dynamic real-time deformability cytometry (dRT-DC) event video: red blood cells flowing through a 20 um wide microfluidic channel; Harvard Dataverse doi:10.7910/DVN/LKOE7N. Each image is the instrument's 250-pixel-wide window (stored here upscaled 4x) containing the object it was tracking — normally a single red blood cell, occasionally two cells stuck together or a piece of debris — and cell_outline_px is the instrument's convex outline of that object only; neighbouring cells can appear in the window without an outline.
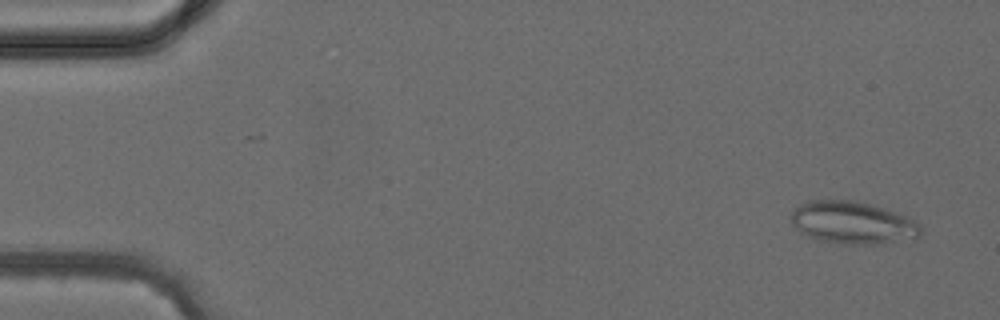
{"species": "common noctule bat (a hibernating species)", "species_latin": "Nyctalus noctula", "temperature_condition": "cold", "stored_images_in_passage": 3, "camera_frame_rate_fps": 3000, "um_per_image_px": 0.085, "animal": {"sex": "female", "body_mass_g": 24.6, "forearm_length_mm": 56.2}, "frame": {"image": 1, "passage_image": 1, "time_ms": 0.0, "image_size_px": [1000, 320], "cell_outline_px": [[920, 236], [880, 244], [844, 244], [820, 240], [808, 236], [796, 228], [792, 224], [792, 208], [804, 200], [852, 200], [884, 208], [904, 216], [920, 224]], "centroid_in_image_um": [72.41, 18.92], "position_along_channel_um": 12.6, "area_um2": 31.79}}